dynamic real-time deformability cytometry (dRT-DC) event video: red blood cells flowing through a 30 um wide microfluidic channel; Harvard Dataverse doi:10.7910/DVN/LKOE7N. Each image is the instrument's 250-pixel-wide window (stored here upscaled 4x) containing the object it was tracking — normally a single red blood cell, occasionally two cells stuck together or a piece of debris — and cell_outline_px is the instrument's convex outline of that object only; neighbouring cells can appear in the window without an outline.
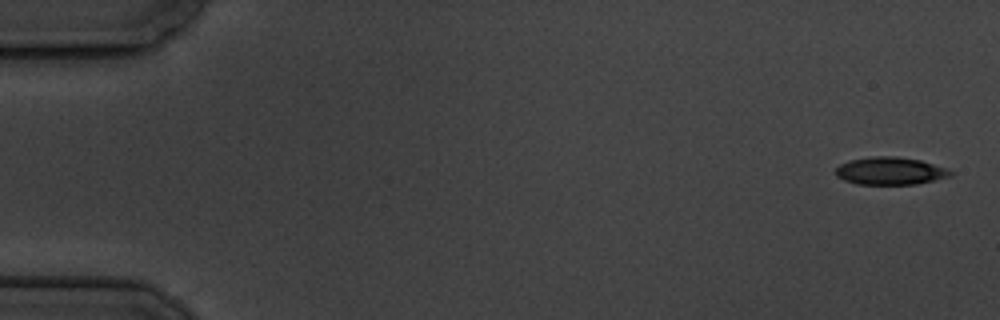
{"species": "common noctule bat (a hibernating species)", "species_latin": "Nyctalus noctula", "temperature_condition": "cold", "stored_images_in_passage": 7, "camera_frame_rate_fps": 3000, "um_per_image_px": 0.085, "animal": {"sex": "male", "body_mass_g": 19.5, "forearm_length_mm": 54.6}, "frame": {"image": 1, "passage_image": 1, "time_ms": 0.0, "image_size_px": [1000, 320], "cell_outline_px": [[956, 172], [952, 176], [916, 184], [856, 184], [844, 180], [836, 176], [836, 168], [840, 164], [852, 160], [872, 156], [896, 156], [920, 160], [948, 168]], "centroid_in_image_um": [75.72, 14.53], "position_along_channel_um": 9.3, "area_um2": 18.55}}
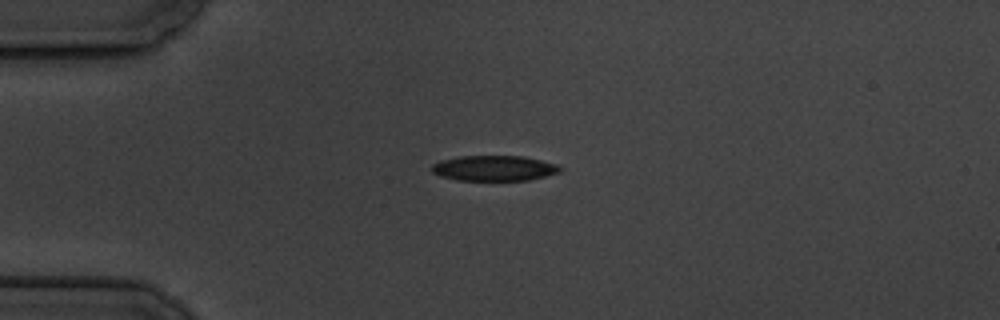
{"frame": {"image": 2, "passage_image": 5, "time_ms": 4.333, "image_size_px": [1000, 320], "cell_outline_px": [[564, 168], [560, 172], [528, 180], [456, 180], [440, 176], [432, 172], [432, 164], [440, 160], [460, 156], [524, 156], [556, 164]], "centroid_in_image_um": [41.99, 14.29], "position_along_channel_um": 43.0, "area_um2": 18.96}}
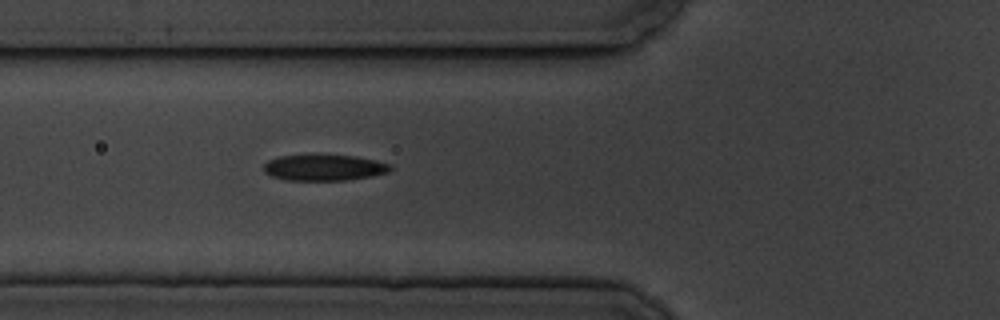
{"frame": {"image": 3, "passage_image": 7, "time_ms": 6.667, "image_size_px": [1000, 320], "cell_outline_px": [[392, 168], [388, 172], [372, 176], [348, 180], [288, 180], [272, 176], [264, 172], [264, 164], [268, 160], [280, 156], [356, 156], [376, 160], [392, 164]], "centroid_in_image_um": [27.59, 14.26], "position_along_channel_um": 98.2, "area_um2": 18.96}}